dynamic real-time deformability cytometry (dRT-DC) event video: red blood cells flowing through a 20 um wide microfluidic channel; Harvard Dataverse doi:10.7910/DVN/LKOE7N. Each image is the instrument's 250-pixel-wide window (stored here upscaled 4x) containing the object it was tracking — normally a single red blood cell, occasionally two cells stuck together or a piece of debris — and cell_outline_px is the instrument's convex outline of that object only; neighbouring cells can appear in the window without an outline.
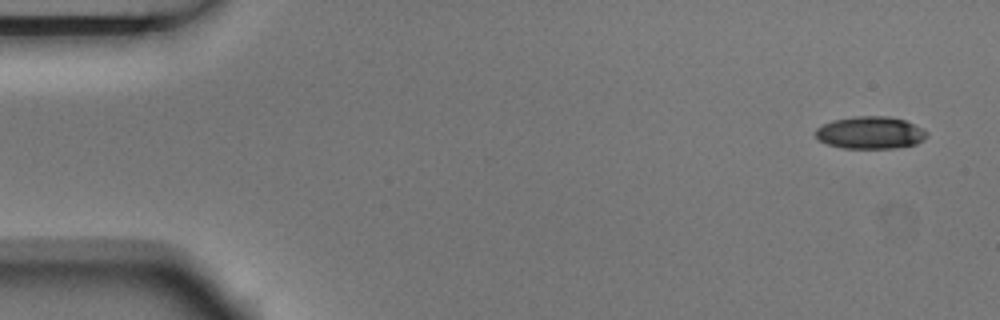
{"species": "Egyptian fruit bat (a non-hibernating species)", "species_latin": "Rousettus aegyptiacus", "temperature_condition": "room temperature", "stored_images_in_passage": 7, "camera_frame_rate_fps": 3000, "um_per_image_px": 0.085, "animal": {"sex": "male"}, "frame": {"image": 1, "passage_image": 1, "time_ms": 0.0, "image_size_px": [1000, 320], "cell_outline_px": [[928, 136], [924, 140], [916, 144], [896, 148], [840, 148], [828, 144], [820, 140], [816, 136], [816, 128], [832, 120], [856, 116], [888, 116], [904, 120], [928, 132]], "centroid_in_image_um": [73.98, 11.28], "position_along_channel_um": 11.0, "area_um2": 20.92}}
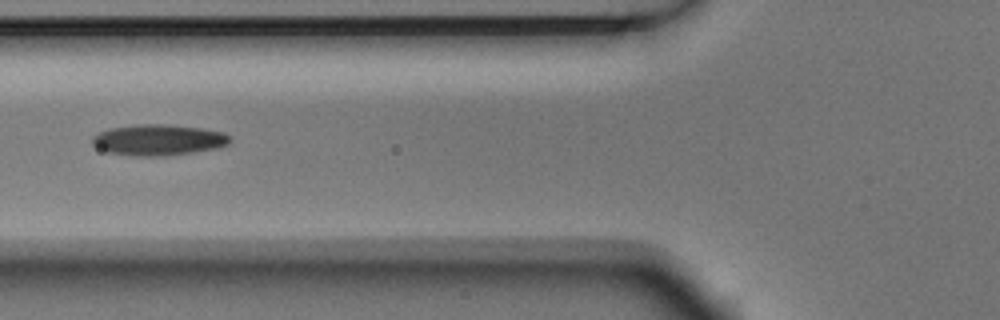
{"frame": {"image": 2, "passage_image": 6, "time_ms": 1.667, "image_size_px": [1000, 320], "cell_outline_px": [[232, 140], [228, 144], [220, 148], [168, 156], [136, 156], [108, 152], [92, 144], [92, 136], [100, 132], [112, 128], [140, 124], [164, 124], [204, 128], [224, 132], [232, 136]], "centroid_in_image_um": [13.55, 11.89], "position_along_channel_um": 112.2, "area_um2": 25.03}}
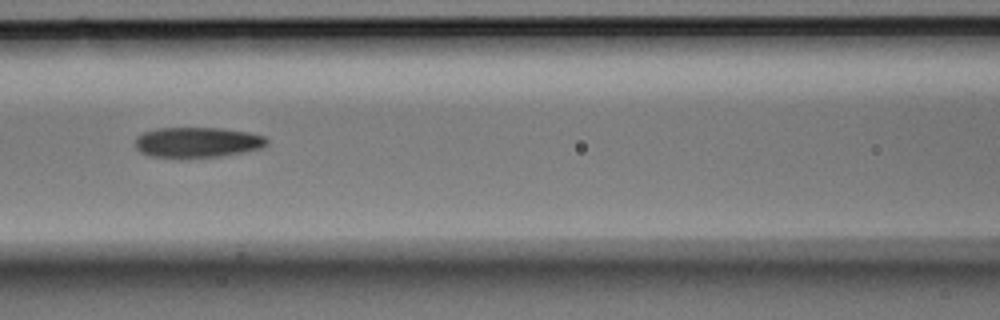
{"frame": {"image": 3, "passage_image": 7, "time_ms": 2.0, "image_size_px": [1000, 320], "cell_outline_px": [[268, 144], [264, 148], [244, 152], [220, 156], [180, 160], [148, 156], [140, 152], [136, 148], [136, 136], [144, 132], [156, 128], [220, 128], [248, 132], [264, 136], [268, 140]], "centroid_in_image_um": [16.75, 12.13], "position_along_channel_um": 149.9, "area_um2": 24.04}}